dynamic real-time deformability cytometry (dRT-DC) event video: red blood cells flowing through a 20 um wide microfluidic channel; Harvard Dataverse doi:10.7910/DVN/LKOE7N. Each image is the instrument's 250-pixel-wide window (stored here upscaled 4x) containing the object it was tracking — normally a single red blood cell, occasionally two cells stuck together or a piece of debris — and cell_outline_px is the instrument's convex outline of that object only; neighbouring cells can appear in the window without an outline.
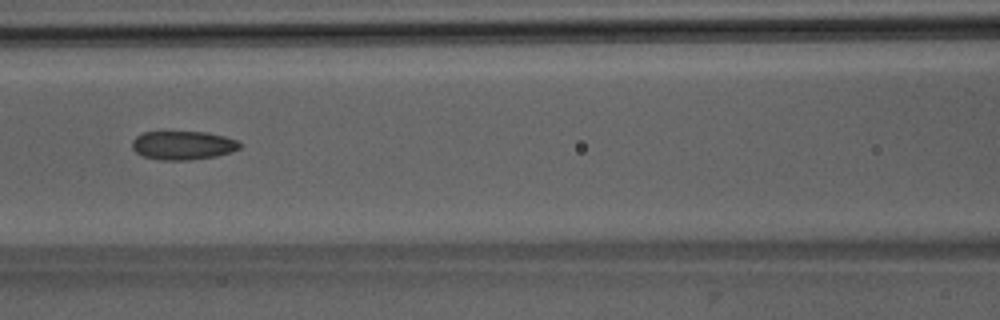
{"species": "Egyptian fruit bat (a non-hibernating species)", "species_latin": "Rousettus aegyptiacus", "temperature_condition": "room temperature", "stored_images_in_passage": 6, "camera_frame_rate_fps": 3000, "um_per_image_px": 0.085, "animal": {"sex": "male"}, "frame": {"image": 1, "passage_image": 6, "time_ms": 5.667, "image_size_px": [1000, 320], "cell_outline_px": [[240, 148], [232, 152], [216, 156], [188, 160], [160, 160], [144, 156], [136, 152], [132, 148], [132, 140], [136, 136], [144, 132], [208, 132], [224, 136], [236, 140], [240, 144]], "centroid_in_image_um": [15.54, 12.35], "position_along_channel_um": 151.1, "area_um2": 17.98}}